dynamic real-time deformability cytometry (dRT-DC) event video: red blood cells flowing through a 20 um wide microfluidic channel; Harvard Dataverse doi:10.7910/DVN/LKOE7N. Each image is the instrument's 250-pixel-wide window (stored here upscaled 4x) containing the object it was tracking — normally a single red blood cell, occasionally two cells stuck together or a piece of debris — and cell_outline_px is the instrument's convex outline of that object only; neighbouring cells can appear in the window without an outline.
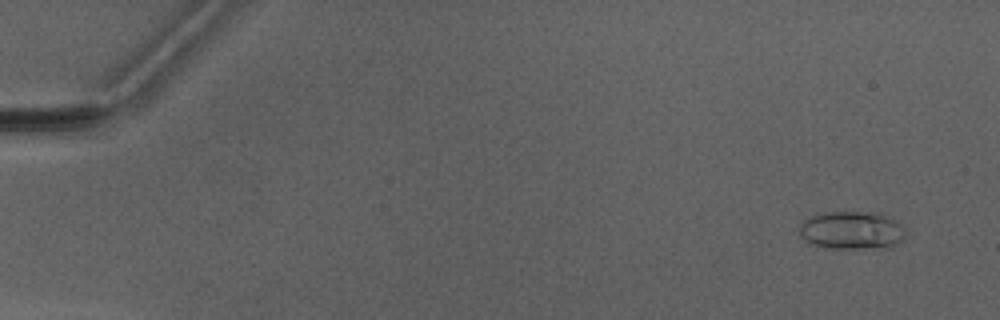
{"species": "Egyptian fruit bat (a non-hibernating species)", "species_latin": "Rousettus aegyptiacus", "temperature_condition": "warm", "stored_images_in_passage": 7, "camera_frame_rate_fps": 3000, "um_per_image_px": 0.085, "animal": {"sex": "male"}, "frame": {"image": 1, "passage_image": 2, "time_ms": 1.0, "image_size_px": [1000, 320], "cell_outline_px": [[904, 240], [892, 248], [828, 248], [808, 244], [800, 236], [800, 224], [804, 220], [812, 216], [824, 212], [876, 212], [888, 216], [896, 220], [904, 228]], "centroid_in_image_um": [72.42, 19.59], "position_along_channel_um": 12.6, "area_um2": 23.93}}
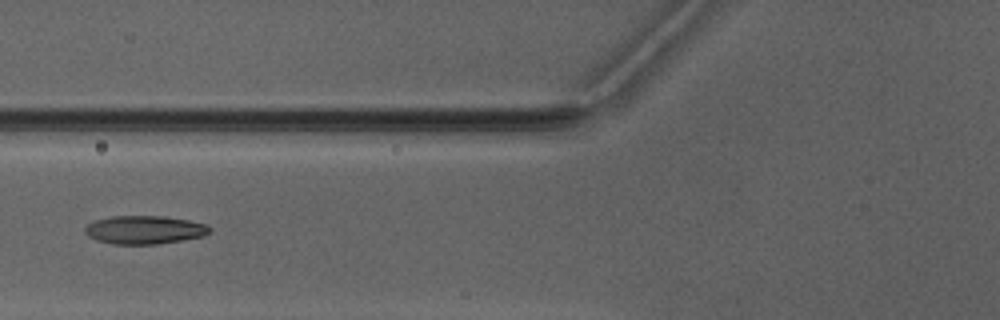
{"frame": {"image": 2, "passage_image": 7, "time_ms": 7.0, "image_size_px": [1000, 320], "cell_outline_px": [[212, 232], [204, 236], [184, 240], [156, 244], [112, 244], [96, 240], [88, 236], [84, 232], [84, 228], [88, 224], [96, 220], [112, 216], [164, 216], [188, 220], [204, 224], [212, 228]], "centroid_in_image_um": [12.29, 19.54], "position_along_channel_um": 113.5, "area_um2": 20.69}}